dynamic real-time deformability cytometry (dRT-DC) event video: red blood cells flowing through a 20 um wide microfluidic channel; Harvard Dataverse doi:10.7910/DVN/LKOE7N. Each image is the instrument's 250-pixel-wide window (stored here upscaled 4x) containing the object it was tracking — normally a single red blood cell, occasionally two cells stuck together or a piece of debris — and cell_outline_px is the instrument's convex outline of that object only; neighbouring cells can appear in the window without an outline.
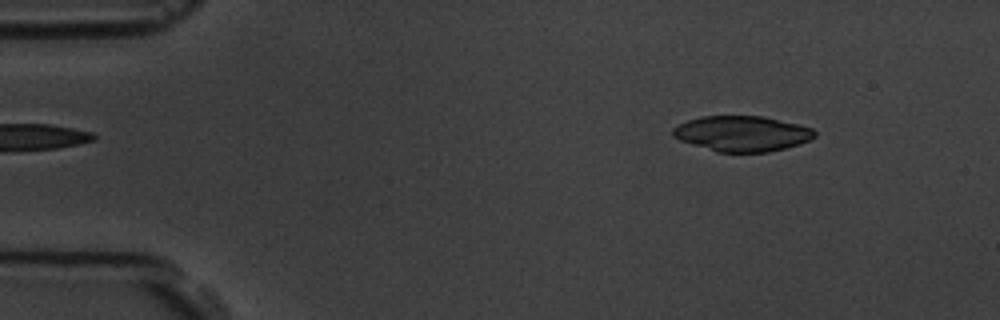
{"species": "common noctule bat (a hibernating species)", "species_latin": "Nyctalus noctula", "temperature_condition": "room temperature", "stored_images_in_passage": 3, "camera_frame_rate_fps": 3000, "um_per_image_px": 0.085, "animal": {"sex": "male", "body_mass_g": 19.5, "forearm_length_mm": 54.6}, "frame": {"image": 1, "passage_image": 1, "time_ms": 0.0, "image_size_px": [1000, 320], "cell_outline_px": [[816, 136], [800, 144], [768, 152], [716, 152], [680, 140], [672, 136], [672, 128], [676, 124], [700, 116], [764, 116], [800, 124], [812, 128], [816, 132]], "centroid_in_image_um": [63.06, 11.35], "position_along_channel_um": 21.9, "area_um2": 29.48}}